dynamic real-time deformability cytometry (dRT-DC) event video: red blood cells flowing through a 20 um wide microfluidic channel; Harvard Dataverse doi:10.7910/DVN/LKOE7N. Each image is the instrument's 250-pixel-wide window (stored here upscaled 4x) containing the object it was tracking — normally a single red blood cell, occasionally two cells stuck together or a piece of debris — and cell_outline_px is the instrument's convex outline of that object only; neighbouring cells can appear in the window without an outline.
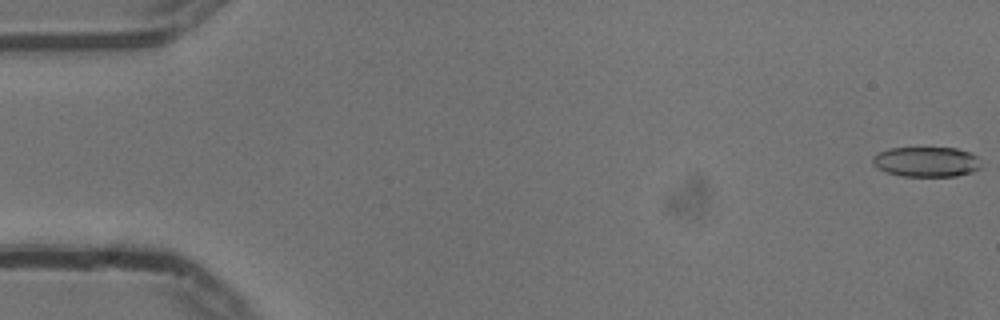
{"species": "common noctule bat (a hibernating species)", "species_latin": "Nyctalus noctula", "temperature_condition": "cold", "stored_images_in_passage": 55, "camera_frame_rate_fps": 3000, "um_per_image_px": 0.085, "animal": {"sex": "male", "body_mass_g": 13.3}, "frame": {"image": 1, "passage_image": 1, "time_ms": 0.0, "image_size_px": [1000, 320], "cell_outline_px": [[980, 168], [972, 172], [956, 176], [904, 176], [888, 172], [876, 168], [872, 164], [872, 156], [888, 148], [956, 148], [968, 152], [976, 156]], "centroid_in_image_um": [78.7, 13.75], "position_along_channel_um": 6.3, "area_um2": 18.84}}
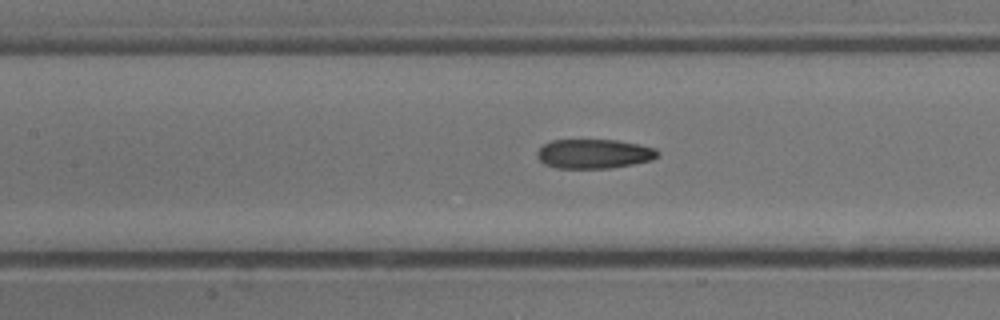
{"frame": {"image": 2, "passage_image": 25, "time_ms": 8.0, "image_size_px": [1000, 320], "cell_outline_px": [[660, 152], [652, 160], [632, 164], [608, 168], [556, 168], [544, 164], [536, 156], [536, 152], [544, 144], [552, 140], [616, 140], [640, 144], [656, 148]], "centroid_in_image_um": [50.48, 13.07], "position_along_channel_um": 156.9, "area_um2": 20.63}}
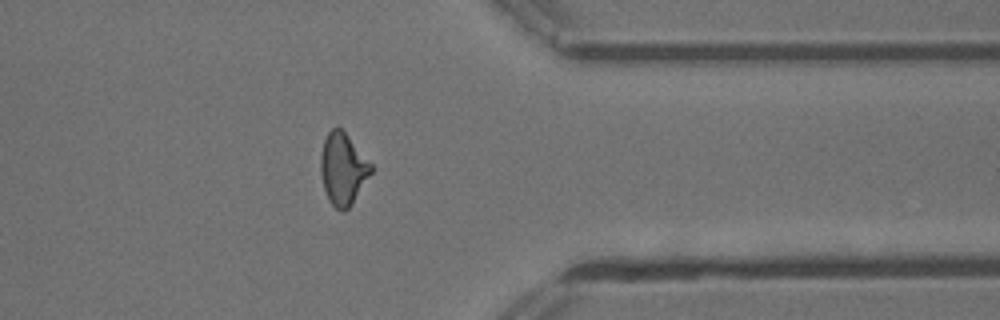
{"frame": {"image": 3, "passage_image": 44, "time_ms": 14.333, "image_size_px": [1000, 320], "cell_outline_px": [[372, 172], [352, 204], [344, 212], [340, 212], [332, 204], [324, 188], [320, 172], [320, 156], [324, 140], [328, 132], [332, 128], [340, 128], [344, 132], [372, 164]], "centroid_in_image_um": [29.14, 14.38], "position_along_channel_um": 382.3, "area_um2": 20.81}, "authors_computed_cell_mechanics": {"area_um2": 20.808, "velocity_mm_per_s": 3.7527, "shape_relaxation_time_tau1_ms": 7.991, "shape_relaxation_time_tau2_ms": 3.1249, "deformation_change_tau1": 0.209, "deformation_change_tau2": 0.1056}}